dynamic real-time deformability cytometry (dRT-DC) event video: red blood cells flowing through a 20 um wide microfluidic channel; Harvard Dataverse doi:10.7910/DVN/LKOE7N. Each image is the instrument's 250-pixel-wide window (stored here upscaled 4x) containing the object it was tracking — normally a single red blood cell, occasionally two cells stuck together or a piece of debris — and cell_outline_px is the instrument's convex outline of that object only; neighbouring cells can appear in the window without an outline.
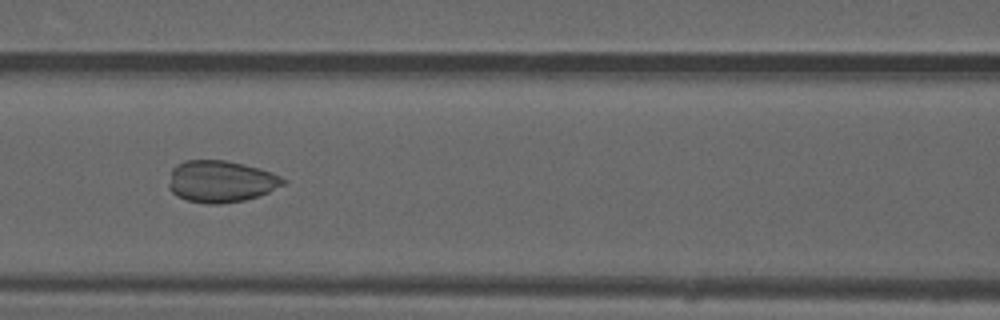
{"species": "common noctule bat (a hibernating species)", "species_latin": "Nyctalus noctula", "temperature_condition": "warm", "stored_images_in_passage": 42, "camera_frame_rate_fps": 3000, "um_per_image_px": 0.085, "animal": {"sex": "male", "forearm_length_mm": 52.5}, "frame": {"image": 1, "passage_image": 15, "time_ms": 4.667, "image_size_px": [1000, 320], "cell_outline_px": [[288, 180], [284, 184], [268, 192], [244, 200], [220, 204], [208, 204], [188, 200], [176, 196], [168, 188], [168, 184], [172, 168], [176, 164], [184, 160], [224, 160], [244, 164], [260, 168], [272, 172]], "centroid_in_image_um": [18.75, 15.41], "position_along_channel_um": 147.8, "area_um2": 27.98}}
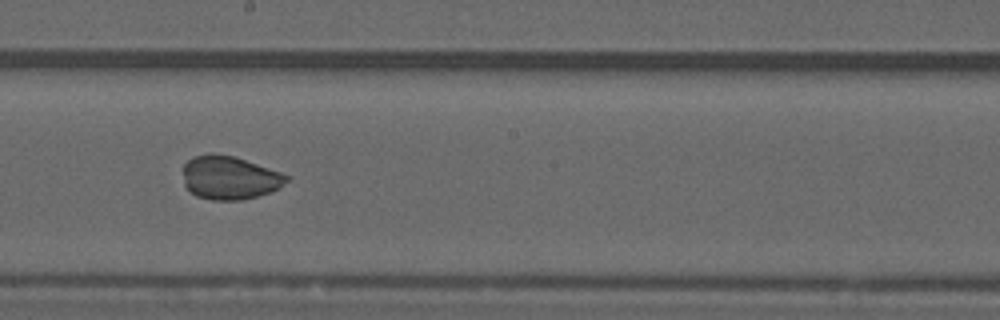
{"frame": {"image": 2, "passage_image": 21, "time_ms": 6.667, "image_size_px": [1000, 320], "cell_outline_px": [[288, 180], [276, 188], [268, 192], [256, 196], [240, 200], [212, 200], [196, 196], [184, 184], [184, 164], [192, 156], [212, 152], [232, 156], [280, 172], [288, 176]], "centroid_in_image_um": [19.45, 15.09], "position_along_channel_um": 228.7, "area_um2": 25.78}}
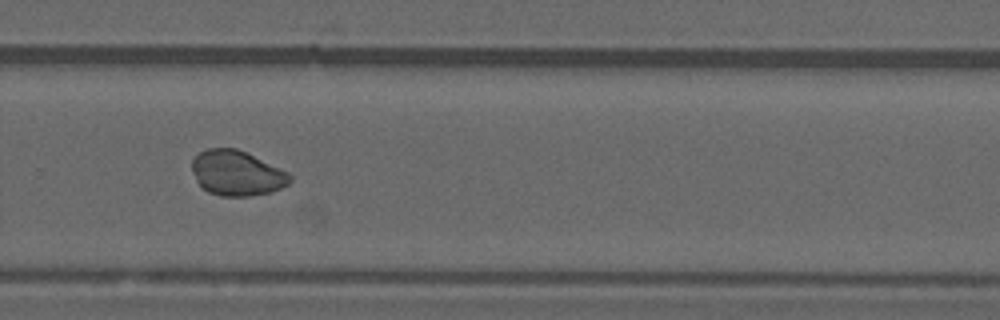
{"frame": {"image": 3, "passage_image": 27, "time_ms": 8.667, "image_size_px": [1000, 320], "cell_outline_px": [[292, 180], [288, 184], [272, 192], [248, 196], [220, 196], [208, 192], [196, 180], [192, 172], [192, 160], [200, 152], [208, 148], [236, 148], [288, 172], [292, 176]], "centroid_in_image_um": [20.12, 14.72], "position_along_channel_um": 309.7, "area_um2": 25.55}, "authors_computed_cell_mechanics": {"area_um2": 26.2123, "velocity_mm_per_s": 4.0617, "shape_relaxation_time_tau1_ms": 6.7371, "shape_relaxation_time_tau2_ms": null, "deformation_change_tau1": 0.138, "deformation_change_tau2": null}}